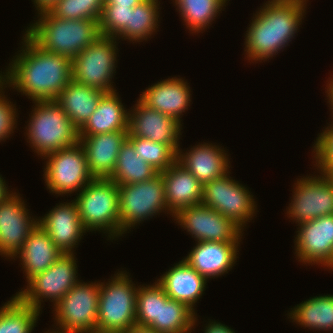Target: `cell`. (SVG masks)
Returning <instances> with one entry per match:
<instances>
[{
	"label": "cell",
	"mask_w": 333,
	"mask_h": 333,
	"mask_svg": "<svg viewBox=\"0 0 333 333\" xmlns=\"http://www.w3.org/2000/svg\"><path fill=\"white\" fill-rule=\"evenodd\" d=\"M228 0H173L186 27L192 33L202 32L217 14L226 6Z\"/></svg>",
	"instance_id": "obj_32"
},
{
	"label": "cell",
	"mask_w": 333,
	"mask_h": 333,
	"mask_svg": "<svg viewBox=\"0 0 333 333\" xmlns=\"http://www.w3.org/2000/svg\"><path fill=\"white\" fill-rule=\"evenodd\" d=\"M328 83L326 84L327 88H325L327 91H326V94L327 95H333V77L327 81Z\"/></svg>",
	"instance_id": "obj_45"
},
{
	"label": "cell",
	"mask_w": 333,
	"mask_h": 333,
	"mask_svg": "<svg viewBox=\"0 0 333 333\" xmlns=\"http://www.w3.org/2000/svg\"><path fill=\"white\" fill-rule=\"evenodd\" d=\"M127 139L134 145L138 157L145 160L159 173L165 171L177 161V154L167 144L137 136H127Z\"/></svg>",
	"instance_id": "obj_35"
},
{
	"label": "cell",
	"mask_w": 333,
	"mask_h": 333,
	"mask_svg": "<svg viewBox=\"0 0 333 333\" xmlns=\"http://www.w3.org/2000/svg\"><path fill=\"white\" fill-rule=\"evenodd\" d=\"M6 87L7 85L4 86V82L0 81V142L9 138L17 123L16 107L8 101L3 92Z\"/></svg>",
	"instance_id": "obj_39"
},
{
	"label": "cell",
	"mask_w": 333,
	"mask_h": 333,
	"mask_svg": "<svg viewBox=\"0 0 333 333\" xmlns=\"http://www.w3.org/2000/svg\"><path fill=\"white\" fill-rule=\"evenodd\" d=\"M71 202L57 204L44 217L37 219V223L64 254H73V249L87 231L80 219L77 205L73 200Z\"/></svg>",
	"instance_id": "obj_18"
},
{
	"label": "cell",
	"mask_w": 333,
	"mask_h": 333,
	"mask_svg": "<svg viewBox=\"0 0 333 333\" xmlns=\"http://www.w3.org/2000/svg\"><path fill=\"white\" fill-rule=\"evenodd\" d=\"M2 176L0 175V202H2L12 191H9L6 187V182L3 180Z\"/></svg>",
	"instance_id": "obj_43"
},
{
	"label": "cell",
	"mask_w": 333,
	"mask_h": 333,
	"mask_svg": "<svg viewBox=\"0 0 333 333\" xmlns=\"http://www.w3.org/2000/svg\"><path fill=\"white\" fill-rule=\"evenodd\" d=\"M37 14L39 19L25 33L43 50L61 54L71 61L101 36L99 20H66L49 11Z\"/></svg>",
	"instance_id": "obj_3"
},
{
	"label": "cell",
	"mask_w": 333,
	"mask_h": 333,
	"mask_svg": "<svg viewBox=\"0 0 333 333\" xmlns=\"http://www.w3.org/2000/svg\"><path fill=\"white\" fill-rule=\"evenodd\" d=\"M196 313L186 304L173 300H160L159 321L149 327L158 333H191L197 322Z\"/></svg>",
	"instance_id": "obj_31"
},
{
	"label": "cell",
	"mask_w": 333,
	"mask_h": 333,
	"mask_svg": "<svg viewBox=\"0 0 333 333\" xmlns=\"http://www.w3.org/2000/svg\"><path fill=\"white\" fill-rule=\"evenodd\" d=\"M229 173L203 185L201 204L218 211L243 229L255 216L256 201L250 191L233 180Z\"/></svg>",
	"instance_id": "obj_12"
},
{
	"label": "cell",
	"mask_w": 333,
	"mask_h": 333,
	"mask_svg": "<svg viewBox=\"0 0 333 333\" xmlns=\"http://www.w3.org/2000/svg\"><path fill=\"white\" fill-rule=\"evenodd\" d=\"M191 89L181 78L158 81L142 92L139 100L151 109L173 117L181 123L182 113L191 102Z\"/></svg>",
	"instance_id": "obj_21"
},
{
	"label": "cell",
	"mask_w": 333,
	"mask_h": 333,
	"mask_svg": "<svg viewBox=\"0 0 333 333\" xmlns=\"http://www.w3.org/2000/svg\"><path fill=\"white\" fill-rule=\"evenodd\" d=\"M135 107L129 110L128 136L167 144L177 154L182 124L171 116L149 108L139 99Z\"/></svg>",
	"instance_id": "obj_16"
},
{
	"label": "cell",
	"mask_w": 333,
	"mask_h": 333,
	"mask_svg": "<svg viewBox=\"0 0 333 333\" xmlns=\"http://www.w3.org/2000/svg\"><path fill=\"white\" fill-rule=\"evenodd\" d=\"M124 333H158V332L146 327L135 326Z\"/></svg>",
	"instance_id": "obj_44"
},
{
	"label": "cell",
	"mask_w": 333,
	"mask_h": 333,
	"mask_svg": "<svg viewBox=\"0 0 333 333\" xmlns=\"http://www.w3.org/2000/svg\"><path fill=\"white\" fill-rule=\"evenodd\" d=\"M58 0H33L38 13L48 11Z\"/></svg>",
	"instance_id": "obj_41"
},
{
	"label": "cell",
	"mask_w": 333,
	"mask_h": 333,
	"mask_svg": "<svg viewBox=\"0 0 333 333\" xmlns=\"http://www.w3.org/2000/svg\"><path fill=\"white\" fill-rule=\"evenodd\" d=\"M159 172L150 164L138 157L134 145L126 139L117 155L116 167L109 178L117 185H128L145 182Z\"/></svg>",
	"instance_id": "obj_29"
},
{
	"label": "cell",
	"mask_w": 333,
	"mask_h": 333,
	"mask_svg": "<svg viewBox=\"0 0 333 333\" xmlns=\"http://www.w3.org/2000/svg\"><path fill=\"white\" fill-rule=\"evenodd\" d=\"M157 282L170 299L186 304L195 312V303L204 294L207 279L183 258L166 271Z\"/></svg>",
	"instance_id": "obj_24"
},
{
	"label": "cell",
	"mask_w": 333,
	"mask_h": 333,
	"mask_svg": "<svg viewBox=\"0 0 333 333\" xmlns=\"http://www.w3.org/2000/svg\"><path fill=\"white\" fill-rule=\"evenodd\" d=\"M263 6L254 14L244 39L246 57L252 62L273 58L286 47L306 13V2L301 0H269Z\"/></svg>",
	"instance_id": "obj_2"
},
{
	"label": "cell",
	"mask_w": 333,
	"mask_h": 333,
	"mask_svg": "<svg viewBox=\"0 0 333 333\" xmlns=\"http://www.w3.org/2000/svg\"><path fill=\"white\" fill-rule=\"evenodd\" d=\"M44 168V180L50 193L59 195L81 191L93 178L80 143L51 152Z\"/></svg>",
	"instance_id": "obj_10"
},
{
	"label": "cell",
	"mask_w": 333,
	"mask_h": 333,
	"mask_svg": "<svg viewBox=\"0 0 333 333\" xmlns=\"http://www.w3.org/2000/svg\"><path fill=\"white\" fill-rule=\"evenodd\" d=\"M288 314L292 322L308 329L333 330V295H321L302 301Z\"/></svg>",
	"instance_id": "obj_28"
},
{
	"label": "cell",
	"mask_w": 333,
	"mask_h": 333,
	"mask_svg": "<svg viewBox=\"0 0 333 333\" xmlns=\"http://www.w3.org/2000/svg\"><path fill=\"white\" fill-rule=\"evenodd\" d=\"M24 36L20 53L6 74H1V81L32 101L55 100L72 80V61L43 50L26 33Z\"/></svg>",
	"instance_id": "obj_1"
},
{
	"label": "cell",
	"mask_w": 333,
	"mask_h": 333,
	"mask_svg": "<svg viewBox=\"0 0 333 333\" xmlns=\"http://www.w3.org/2000/svg\"><path fill=\"white\" fill-rule=\"evenodd\" d=\"M162 286L156 281L153 285L138 286L136 301V326L149 328L159 321L160 300H168Z\"/></svg>",
	"instance_id": "obj_34"
},
{
	"label": "cell",
	"mask_w": 333,
	"mask_h": 333,
	"mask_svg": "<svg viewBox=\"0 0 333 333\" xmlns=\"http://www.w3.org/2000/svg\"><path fill=\"white\" fill-rule=\"evenodd\" d=\"M90 333H124V332H111V331L95 330L94 332H90Z\"/></svg>",
	"instance_id": "obj_47"
},
{
	"label": "cell",
	"mask_w": 333,
	"mask_h": 333,
	"mask_svg": "<svg viewBox=\"0 0 333 333\" xmlns=\"http://www.w3.org/2000/svg\"><path fill=\"white\" fill-rule=\"evenodd\" d=\"M297 226L294 245L298 261L308 265L321 264L333 270V215L318 217Z\"/></svg>",
	"instance_id": "obj_15"
},
{
	"label": "cell",
	"mask_w": 333,
	"mask_h": 333,
	"mask_svg": "<svg viewBox=\"0 0 333 333\" xmlns=\"http://www.w3.org/2000/svg\"><path fill=\"white\" fill-rule=\"evenodd\" d=\"M177 153V161L184 166L202 185L222 177L230 169V161L224 148L212 143L197 144L188 152Z\"/></svg>",
	"instance_id": "obj_22"
},
{
	"label": "cell",
	"mask_w": 333,
	"mask_h": 333,
	"mask_svg": "<svg viewBox=\"0 0 333 333\" xmlns=\"http://www.w3.org/2000/svg\"><path fill=\"white\" fill-rule=\"evenodd\" d=\"M327 97H328L329 105L331 106L330 109H332L331 111L333 113V95H327ZM332 117H333V114H332ZM332 123H333V121H332Z\"/></svg>",
	"instance_id": "obj_46"
},
{
	"label": "cell",
	"mask_w": 333,
	"mask_h": 333,
	"mask_svg": "<svg viewBox=\"0 0 333 333\" xmlns=\"http://www.w3.org/2000/svg\"><path fill=\"white\" fill-rule=\"evenodd\" d=\"M116 40L101 35L87 46L72 61V79L105 93L116 91L111 81L117 67Z\"/></svg>",
	"instance_id": "obj_9"
},
{
	"label": "cell",
	"mask_w": 333,
	"mask_h": 333,
	"mask_svg": "<svg viewBox=\"0 0 333 333\" xmlns=\"http://www.w3.org/2000/svg\"><path fill=\"white\" fill-rule=\"evenodd\" d=\"M104 94L105 92L102 90L83 85L72 79L55 101L73 124L80 129L96 110Z\"/></svg>",
	"instance_id": "obj_27"
},
{
	"label": "cell",
	"mask_w": 333,
	"mask_h": 333,
	"mask_svg": "<svg viewBox=\"0 0 333 333\" xmlns=\"http://www.w3.org/2000/svg\"><path fill=\"white\" fill-rule=\"evenodd\" d=\"M99 296V282L79 281L53 306L54 321H56V326H59L55 331L90 333L97 330Z\"/></svg>",
	"instance_id": "obj_7"
},
{
	"label": "cell",
	"mask_w": 333,
	"mask_h": 333,
	"mask_svg": "<svg viewBox=\"0 0 333 333\" xmlns=\"http://www.w3.org/2000/svg\"><path fill=\"white\" fill-rule=\"evenodd\" d=\"M73 201L87 232L105 231L110 240L124 234L119 227L118 185L111 179H92Z\"/></svg>",
	"instance_id": "obj_5"
},
{
	"label": "cell",
	"mask_w": 333,
	"mask_h": 333,
	"mask_svg": "<svg viewBox=\"0 0 333 333\" xmlns=\"http://www.w3.org/2000/svg\"><path fill=\"white\" fill-rule=\"evenodd\" d=\"M75 255H61L47 270L38 273L27 281V288L16 296L25 304L41 311V302L50 299L54 306L79 280Z\"/></svg>",
	"instance_id": "obj_11"
},
{
	"label": "cell",
	"mask_w": 333,
	"mask_h": 333,
	"mask_svg": "<svg viewBox=\"0 0 333 333\" xmlns=\"http://www.w3.org/2000/svg\"><path fill=\"white\" fill-rule=\"evenodd\" d=\"M240 242H197L184 260L206 279L222 276L235 265Z\"/></svg>",
	"instance_id": "obj_20"
},
{
	"label": "cell",
	"mask_w": 333,
	"mask_h": 333,
	"mask_svg": "<svg viewBox=\"0 0 333 333\" xmlns=\"http://www.w3.org/2000/svg\"><path fill=\"white\" fill-rule=\"evenodd\" d=\"M129 111L116 91L105 93L93 114L79 129V135H95L100 133L128 130Z\"/></svg>",
	"instance_id": "obj_26"
},
{
	"label": "cell",
	"mask_w": 333,
	"mask_h": 333,
	"mask_svg": "<svg viewBox=\"0 0 333 333\" xmlns=\"http://www.w3.org/2000/svg\"><path fill=\"white\" fill-rule=\"evenodd\" d=\"M160 173L168 211L172 217L181 209L201 204L203 185L178 161Z\"/></svg>",
	"instance_id": "obj_23"
},
{
	"label": "cell",
	"mask_w": 333,
	"mask_h": 333,
	"mask_svg": "<svg viewBox=\"0 0 333 333\" xmlns=\"http://www.w3.org/2000/svg\"><path fill=\"white\" fill-rule=\"evenodd\" d=\"M24 200L16 192L0 202V255L12 259L37 225Z\"/></svg>",
	"instance_id": "obj_17"
},
{
	"label": "cell",
	"mask_w": 333,
	"mask_h": 333,
	"mask_svg": "<svg viewBox=\"0 0 333 333\" xmlns=\"http://www.w3.org/2000/svg\"><path fill=\"white\" fill-rule=\"evenodd\" d=\"M204 333H235L233 329L225 324H221L216 321H209L208 325L204 329Z\"/></svg>",
	"instance_id": "obj_40"
},
{
	"label": "cell",
	"mask_w": 333,
	"mask_h": 333,
	"mask_svg": "<svg viewBox=\"0 0 333 333\" xmlns=\"http://www.w3.org/2000/svg\"><path fill=\"white\" fill-rule=\"evenodd\" d=\"M134 6H119V4L105 3L99 20L101 35L118 38L117 35L129 23L130 8Z\"/></svg>",
	"instance_id": "obj_37"
},
{
	"label": "cell",
	"mask_w": 333,
	"mask_h": 333,
	"mask_svg": "<svg viewBox=\"0 0 333 333\" xmlns=\"http://www.w3.org/2000/svg\"><path fill=\"white\" fill-rule=\"evenodd\" d=\"M118 193L119 227L123 233L149 217L168 212L161 173L145 182L118 185Z\"/></svg>",
	"instance_id": "obj_8"
},
{
	"label": "cell",
	"mask_w": 333,
	"mask_h": 333,
	"mask_svg": "<svg viewBox=\"0 0 333 333\" xmlns=\"http://www.w3.org/2000/svg\"><path fill=\"white\" fill-rule=\"evenodd\" d=\"M61 255H63V252L37 223L30 231L22 248L12 259L20 258L28 281L34 275L47 270Z\"/></svg>",
	"instance_id": "obj_25"
},
{
	"label": "cell",
	"mask_w": 333,
	"mask_h": 333,
	"mask_svg": "<svg viewBox=\"0 0 333 333\" xmlns=\"http://www.w3.org/2000/svg\"><path fill=\"white\" fill-rule=\"evenodd\" d=\"M39 314L15 295L0 307V333H31Z\"/></svg>",
	"instance_id": "obj_33"
},
{
	"label": "cell",
	"mask_w": 333,
	"mask_h": 333,
	"mask_svg": "<svg viewBox=\"0 0 333 333\" xmlns=\"http://www.w3.org/2000/svg\"><path fill=\"white\" fill-rule=\"evenodd\" d=\"M129 276L120 271L106 284L100 283L97 330L126 332L136 326L138 287Z\"/></svg>",
	"instance_id": "obj_6"
},
{
	"label": "cell",
	"mask_w": 333,
	"mask_h": 333,
	"mask_svg": "<svg viewBox=\"0 0 333 333\" xmlns=\"http://www.w3.org/2000/svg\"><path fill=\"white\" fill-rule=\"evenodd\" d=\"M46 333H59V332H57V331H55V330L53 329V331H52V332H50V331H49V332H47V331H46Z\"/></svg>",
	"instance_id": "obj_48"
},
{
	"label": "cell",
	"mask_w": 333,
	"mask_h": 333,
	"mask_svg": "<svg viewBox=\"0 0 333 333\" xmlns=\"http://www.w3.org/2000/svg\"><path fill=\"white\" fill-rule=\"evenodd\" d=\"M330 125V126H329ZM324 129V131L316 138L313 145L314 164L320 173L333 174V123Z\"/></svg>",
	"instance_id": "obj_38"
},
{
	"label": "cell",
	"mask_w": 333,
	"mask_h": 333,
	"mask_svg": "<svg viewBox=\"0 0 333 333\" xmlns=\"http://www.w3.org/2000/svg\"><path fill=\"white\" fill-rule=\"evenodd\" d=\"M143 0H105V3L119 4V6H136Z\"/></svg>",
	"instance_id": "obj_42"
},
{
	"label": "cell",
	"mask_w": 333,
	"mask_h": 333,
	"mask_svg": "<svg viewBox=\"0 0 333 333\" xmlns=\"http://www.w3.org/2000/svg\"><path fill=\"white\" fill-rule=\"evenodd\" d=\"M34 104L26 135L40 157L79 143V129L55 100Z\"/></svg>",
	"instance_id": "obj_4"
},
{
	"label": "cell",
	"mask_w": 333,
	"mask_h": 333,
	"mask_svg": "<svg viewBox=\"0 0 333 333\" xmlns=\"http://www.w3.org/2000/svg\"><path fill=\"white\" fill-rule=\"evenodd\" d=\"M174 218L196 242L241 241L244 231L233 220L202 204L181 209Z\"/></svg>",
	"instance_id": "obj_14"
},
{
	"label": "cell",
	"mask_w": 333,
	"mask_h": 333,
	"mask_svg": "<svg viewBox=\"0 0 333 333\" xmlns=\"http://www.w3.org/2000/svg\"><path fill=\"white\" fill-rule=\"evenodd\" d=\"M105 0H58L48 11L55 17L100 20Z\"/></svg>",
	"instance_id": "obj_36"
},
{
	"label": "cell",
	"mask_w": 333,
	"mask_h": 333,
	"mask_svg": "<svg viewBox=\"0 0 333 333\" xmlns=\"http://www.w3.org/2000/svg\"><path fill=\"white\" fill-rule=\"evenodd\" d=\"M128 136V130L79 135L88 168L93 178L109 179L116 167L117 155Z\"/></svg>",
	"instance_id": "obj_19"
},
{
	"label": "cell",
	"mask_w": 333,
	"mask_h": 333,
	"mask_svg": "<svg viewBox=\"0 0 333 333\" xmlns=\"http://www.w3.org/2000/svg\"><path fill=\"white\" fill-rule=\"evenodd\" d=\"M159 4L158 0H143L130 8L129 23L117 35V39L121 37L132 42H142L150 38L159 26Z\"/></svg>",
	"instance_id": "obj_30"
},
{
	"label": "cell",
	"mask_w": 333,
	"mask_h": 333,
	"mask_svg": "<svg viewBox=\"0 0 333 333\" xmlns=\"http://www.w3.org/2000/svg\"><path fill=\"white\" fill-rule=\"evenodd\" d=\"M320 174L298 179L293 186L294 194L286 214L298 225L333 215V177Z\"/></svg>",
	"instance_id": "obj_13"
}]
</instances>
